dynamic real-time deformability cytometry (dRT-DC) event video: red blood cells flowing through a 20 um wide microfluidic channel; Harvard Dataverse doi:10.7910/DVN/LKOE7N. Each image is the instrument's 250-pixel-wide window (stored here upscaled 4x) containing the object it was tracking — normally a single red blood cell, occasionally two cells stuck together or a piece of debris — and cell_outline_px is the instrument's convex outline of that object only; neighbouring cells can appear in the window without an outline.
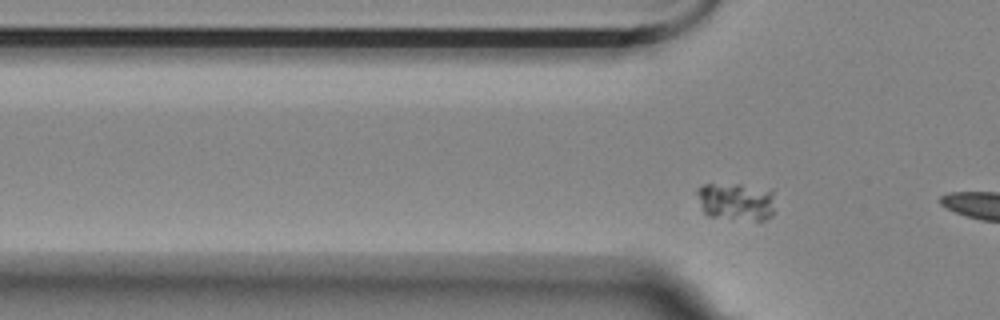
{"species": "Egyptian fruit bat (a non-hibernating species)", "species_latin": "Rousettus aegyptiacus", "temperature_condition": "room temperature", "stored_images_in_passage": 8, "camera_frame_rate_fps": 3000, "um_per_image_px": 0.085, "animal": {"sex": "female"}, "frame": {"image": 1, "passage_image": 8, "time_ms": 2.333, "image_size_px": [1000, 320], "cell_outline_px": [[776, 212], [772, 216], [764, 220], [756, 220], [708, 216], [704, 212], [700, 204], [696, 192], [696, 188], [704, 184], [740, 184], [772, 188]], "centroid_in_image_um": [62.63, 17.11], "position_along_channel_um": 63.2, "area_um2": 17.63}}